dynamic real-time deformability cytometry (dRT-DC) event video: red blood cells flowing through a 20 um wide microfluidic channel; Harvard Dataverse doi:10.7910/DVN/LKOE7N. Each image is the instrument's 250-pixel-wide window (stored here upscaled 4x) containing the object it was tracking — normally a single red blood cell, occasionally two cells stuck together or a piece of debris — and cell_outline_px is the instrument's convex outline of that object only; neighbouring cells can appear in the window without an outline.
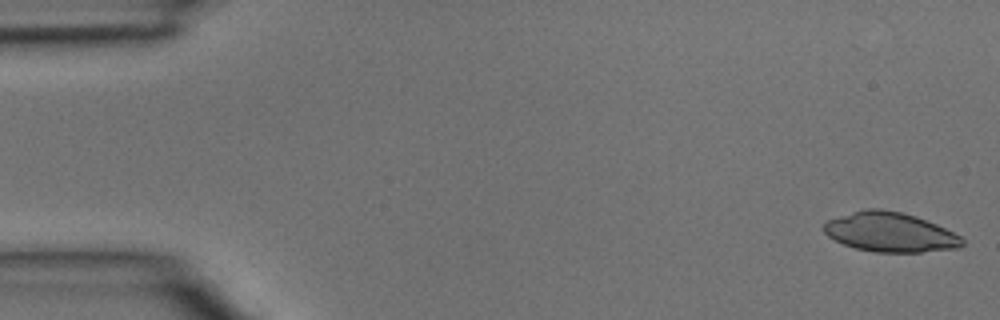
{"species": "common noctule bat (a hibernating species)", "species_latin": "Nyctalus noctula", "temperature_condition": "room temperature", "stored_images_in_passage": 2, "segment_of_instrument_passage": [2, 2], "camera_frame_rate_fps": 3000, "um_per_image_px": 0.085, "animal": {"sex": "male", "body_mass_g": 15.6}, "frame": {"image": 1, "passage_image": 2, "time_ms": 0.333, "image_size_px": [1000, 320], "cell_outline_px": [[964, 244], [960, 248], [920, 252], [876, 252], [856, 248], [844, 244], [828, 236], [824, 232], [824, 224], [828, 220], [864, 208], [880, 208], [900, 212], [916, 216], [936, 224], [960, 236], [964, 240]], "centroid_in_image_um": [75.67, 19.73], "position_along_channel_um": 9.3, "area_um2": 31.67}}